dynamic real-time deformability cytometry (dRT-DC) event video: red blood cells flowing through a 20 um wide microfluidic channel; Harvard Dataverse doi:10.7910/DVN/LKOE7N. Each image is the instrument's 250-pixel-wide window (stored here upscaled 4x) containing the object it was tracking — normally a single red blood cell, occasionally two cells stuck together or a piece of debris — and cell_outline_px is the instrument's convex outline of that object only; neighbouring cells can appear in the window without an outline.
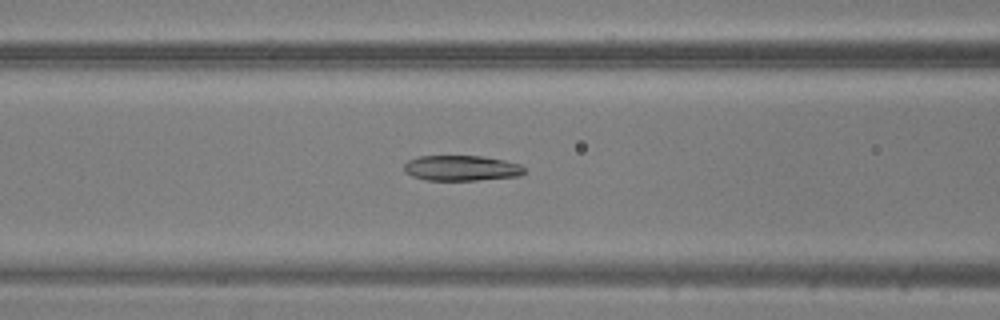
{"species": "common noctule bat (a hibernating species)", "species_latin": "Nyctalus noctula", "temperature_condition": "warm", "stored_images_in_passage": 35, "camera_frame_rate_fps": 3000, "um_per_image_px": 0.085, "animal": {"sex": "male", "body_mass_g": 20.5, "forearm_length_mm": 52.5}, "frame": {"image": 1, "passage_image": 6, "time_ms": 1.667, "image_size_px": [1000, 320], "cell_outline_px": [[524, 172], [520, 176], [476, 180], [428, 180], [412, 176], [404, 172], [404, 164], [408, 160], [416, 156], [480, 156], [504, 160], [520, 164], [524, 168]], "centroid_in_image_um": [39.19, 14.28], "position_along_channel_um": 127.4, "area_um2": 17.8}}
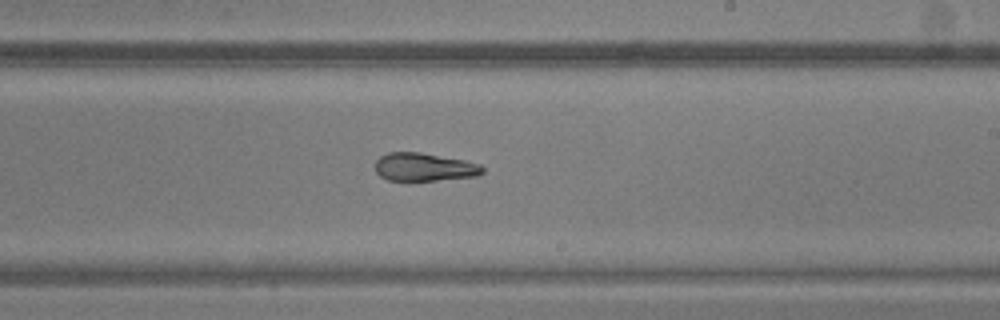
{"frame": {"image": 2, "passage_image": 15, "time_ms": 4.667, "image_size_px": [1000, 320], "cell_outline_px": [[484, 172], [476, 176], [436, 180], [388, 180], [380, 176], [376, 172], [376, 160], [380, 156], [388, 152], [420, 152], [464, 160], [480, 164], [484, 168]], "centroid_in_image_um": [36.05, 14.19], "position_along_channel_um": 252.9, "area_um2": 17.51}}
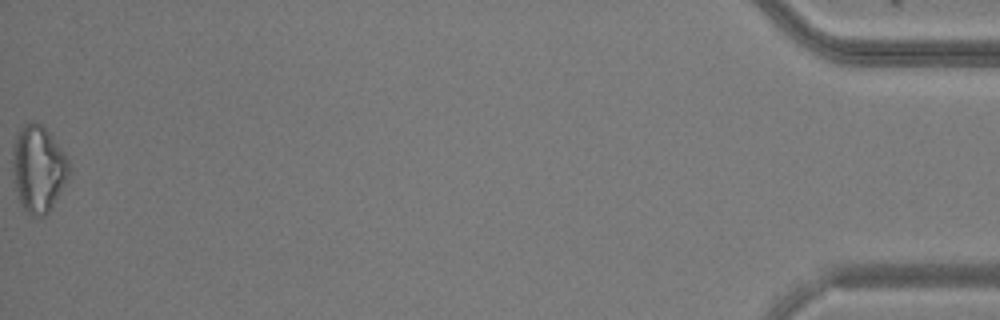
{"frame": {"image": 3, "passage_image": 35, "time_ms": 11.333, "image_size_px": [1000, 320], "cell_outline_px": [[72, 172], [52, 208], [44, 216], [32, 216], [20, 204], [16, 188], [12, 168], [12, 144], [20, 128], [28, 120], [32, 120], [40, 124], [52, 136], [64, 152], [72, 164]], "centroid_in_image_um": [3.28, 14.33], "position_along_channel_um": 431.9, "area_um2": 29.02}}